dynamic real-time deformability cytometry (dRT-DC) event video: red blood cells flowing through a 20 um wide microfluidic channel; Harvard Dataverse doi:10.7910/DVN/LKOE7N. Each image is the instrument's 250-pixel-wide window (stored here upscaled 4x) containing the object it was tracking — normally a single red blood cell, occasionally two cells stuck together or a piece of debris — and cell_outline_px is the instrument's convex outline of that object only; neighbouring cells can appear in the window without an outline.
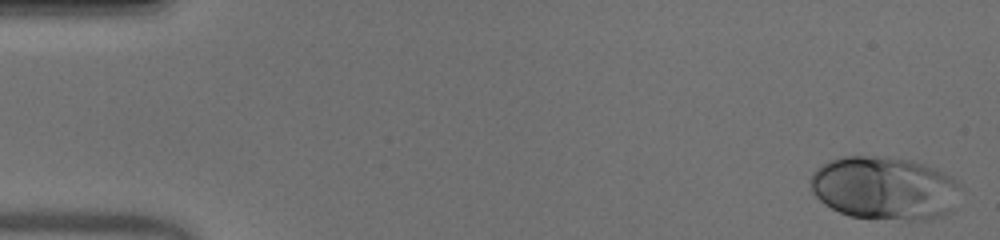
{"species": "human", "species_latin": "Homo sapiens", "temperature_condition": "warm", "stored_images_in_passage": 51, "camera_frame_rate_fps": 3000, "um_per_image_px": 0.085, "donor": {"sex": "male"}, "frame": {"image": 1, "passage_image": 1, "time_ms": 0.0, "image_size_px": [1000, 240], "cell_outline_px": [[964, 188], [952, 212], [944, 216], [932, 220], [908, 220], [848, 216], [824, 204], [812, 192], [808, 180], [812, 172], [820, 164], [828, 160], [844, 156], [888, 156], [908, 160], [924, 164], [936, 168], [952, 176]], "centroid_in_image_um": [75.23, 15.99], "position_along_channel_um": 9.8, "area_um2": 56.59}}
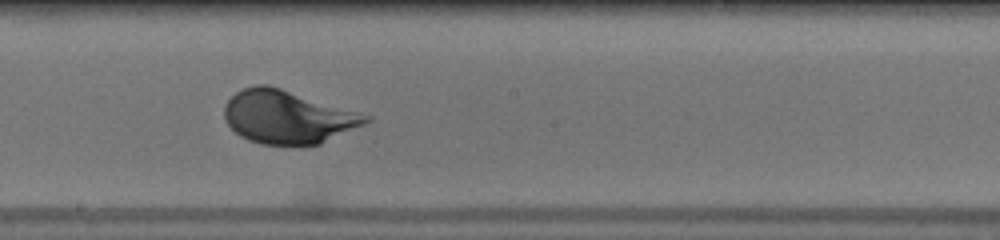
{"frame": {"image": 2, "passage_image": 28, "time_ms": 9.0, "image_size_px": [1000, 240], "cell_outline_px": [[372, 120], [364, 124], [320, 144], [260, 144], [248, 140], [240, 136], [224, 120], [224, 104], [236, 92], [244, 88], [256, 84], [268, 84], [372, 116]], "centroid_in_image_um": [24.43, 9.93], "position_along_channel_um": 223.8, "area_um2": 43.58}}
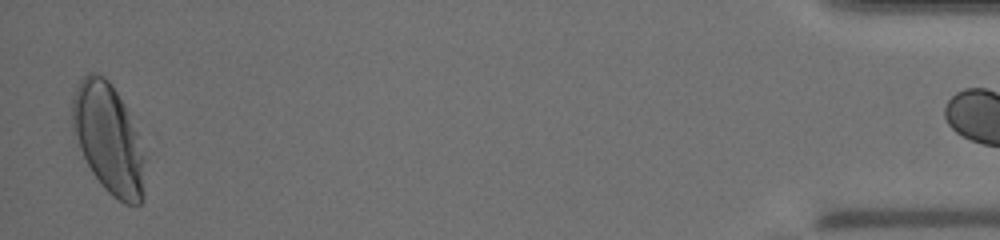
{"frame": {"image": 3, "passage_image": 50, "time_ms": 16.333, "image_size_px": [1000, 240], "cell_outline_px": [[144, 196], [140, 204], [124, 204], [112, 196], [104, 188], [92, 172], [72, 136], [72, 96], [80, 80], [88, 72], [96, 72], [104, 76], [108, 80], [124, 104], [128, 112], [144, 152]], "centroid_in_image_um": [9.19, 11.79], "position_along_channel_um": 426.0, "area_um2": 46.47}}